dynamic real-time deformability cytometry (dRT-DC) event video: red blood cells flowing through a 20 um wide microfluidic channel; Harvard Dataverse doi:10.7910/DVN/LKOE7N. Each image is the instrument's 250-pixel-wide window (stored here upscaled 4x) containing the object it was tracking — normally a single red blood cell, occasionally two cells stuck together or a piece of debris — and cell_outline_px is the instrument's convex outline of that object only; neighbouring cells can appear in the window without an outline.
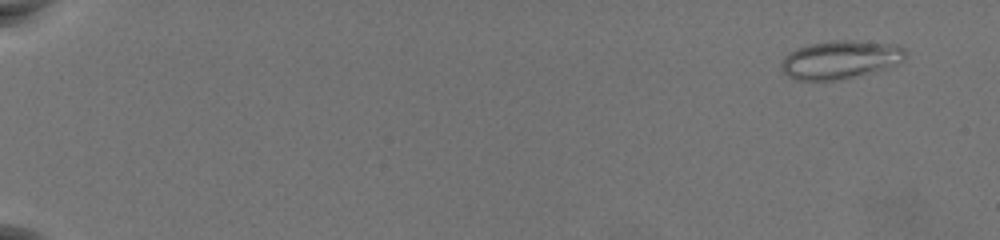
{"species": "common noctule bat (a hibernating species)", "species_latin": "Nyctalus noctula", "temperature_condition": "warm", "stored_images_in_passage": 61, "camera_frame_rate_fps": 3000, "um_per_image_px": 0.085, "animal": {"sex": "female", "body_mass_g": 19.5, "forearm_length_mm": 54.1}, "frame": {"image": 1, "passage_image": 5, "time_ms": 1.333, "image_size_px": [1000, 240], "cell_outline_px": [[904, 60], [888, 68], [852, 76], [832, 80], [796, 80], [788, 76], [780, 68], [780, 64], [784, 56], [808, 44], [836, 40], [852, 40], [900, 44], [904, 48]], "centroid_in_image_um": [71.43, 5.05], "position_along_channel_um": 13.6, "area_um2": 27.46}}
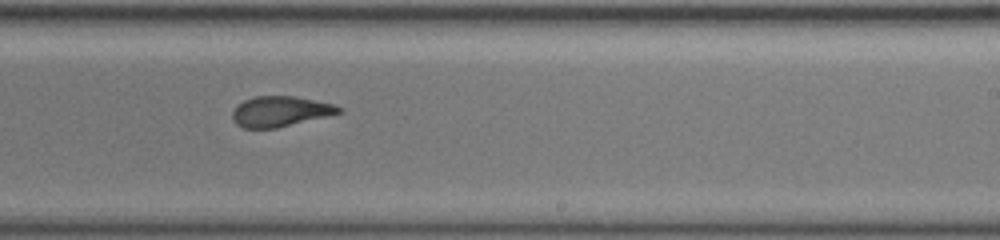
{"frame": {"image": 2, "passage_image": 41, "time_ms": 13.333, "image_size_px": [1000, 240], "cell_outline_px": [[340, 112], [276, 128], [244, 128], [236, 124], [232, 116], [232, 112], [244, 100], [256, 96], [296, 96], [332, 104], [340, 108]], "centroid_in_image_um": [23.76, 9.46], "position_along_channel_um": 265.2, "area_um2": 18.26}}
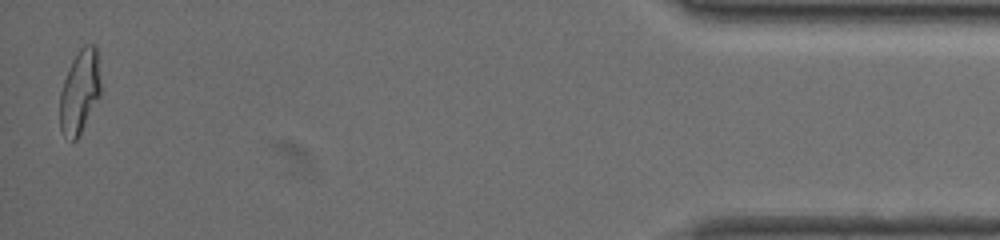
{"frame": {"image": 3, "passage_image": 60, "time_ms": 19.667, "image_size_px": [1000, 240], "cell_outline_px": [[100, 96], [76, 140], [72, 140], [64, 136], [60, 128], [60, 92], [64, 80], [72, 60], [80, 48], [84, 44], [92, 44], [96, 48], [100, 84]], "centroid_in_image_um": [6.76, 7.79], "position_along_channel_um": 428.4, "area_um2": 19.54}, "authors_computed_cell_mechanics": {"area_um2": 19.9988, "velocity_mm_per_s": 3.7182, "shape_relaxation_time_tau1_ms": null, "shape_relaxation_time_tau2_ms": 1.3272, "deformation_change_tau1": null, "deformation_change_tau2": 0.0887}}